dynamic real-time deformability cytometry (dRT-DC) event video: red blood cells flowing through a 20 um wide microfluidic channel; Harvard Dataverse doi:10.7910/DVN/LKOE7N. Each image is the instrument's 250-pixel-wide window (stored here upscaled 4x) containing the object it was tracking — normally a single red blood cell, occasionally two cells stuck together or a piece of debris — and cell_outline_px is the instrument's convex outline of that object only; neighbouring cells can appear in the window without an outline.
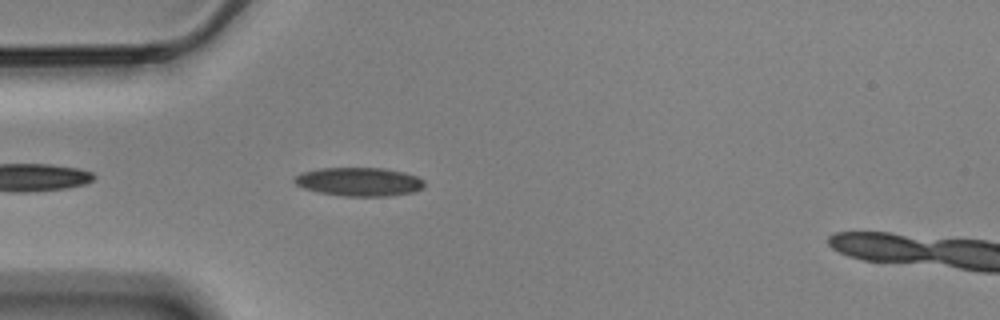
{"species": "Egyptian fruit bat (a non-hibernating species)", "species_latin": "Rousettus aegyptiacus", "temperature_condition": "cold", "stored_images_in_passage": 31, "camera_frame_rate_fps": 3000, "um_per_image_px": 0.085, "animal": {"sex": "male"}, "frame": {"image": 1, "passage_image": 5, "time_ms": 1.333, "image_size_px": [1000, 320], "cell_outline_px": [[424, 188], [412, 192], [388, 196], [344, 196], [320, 192], [304, 188], [296, 184], [292, 180], [296, 176], [304, 172], [320, 168], [384, 168], [404, 172], [416, 176], [424, 180]], "centroid_in_image_um": [30.55, 15.45], "position_along_channel_um": 54.5, "area_um2": 21.56}}
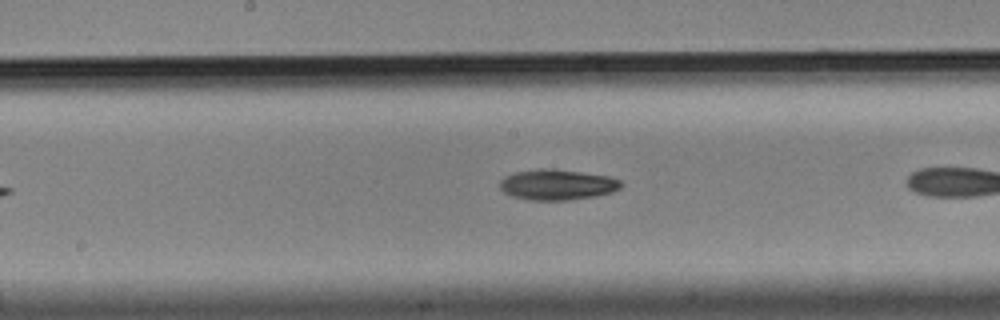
{"frame": {"image": 2, "passage_image": 15, "time_ms": 4.667, "image_size_px": [1000, 320], "cell_outline_px": [[624, 184], [620, 188], [612, 192], [596, 196], [568, 200], [528, 200], [512, 196], [504, 192], [500, 188], [500, 180], [504, 176], [516, 172], [540, 168], [552, 168], [608, 176], [620, 180]], "centroid_in_image_um": [47.36, 15.69], "position_along_channel_um": 200.8, "area_um2": 21.68}}
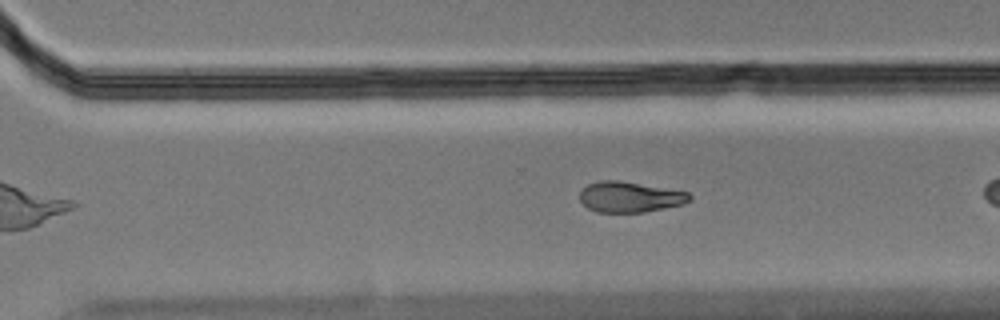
{"frame": {"image": 3, "passage_image": 25, "time_ms": 8.0, "image_size_px": [1000, 320], "cell_outline_px": [[692, 196], [684, 204], [644, 212], [596, 212], [588, 208], [580, 200], [580, 192], [588, 184], [604, 180], [616, 180], [688, 192]], "centroid_in_image_um": [53.52, 16.75], "position_along_channel_um": 317.1, "area_um2": 19.25}}